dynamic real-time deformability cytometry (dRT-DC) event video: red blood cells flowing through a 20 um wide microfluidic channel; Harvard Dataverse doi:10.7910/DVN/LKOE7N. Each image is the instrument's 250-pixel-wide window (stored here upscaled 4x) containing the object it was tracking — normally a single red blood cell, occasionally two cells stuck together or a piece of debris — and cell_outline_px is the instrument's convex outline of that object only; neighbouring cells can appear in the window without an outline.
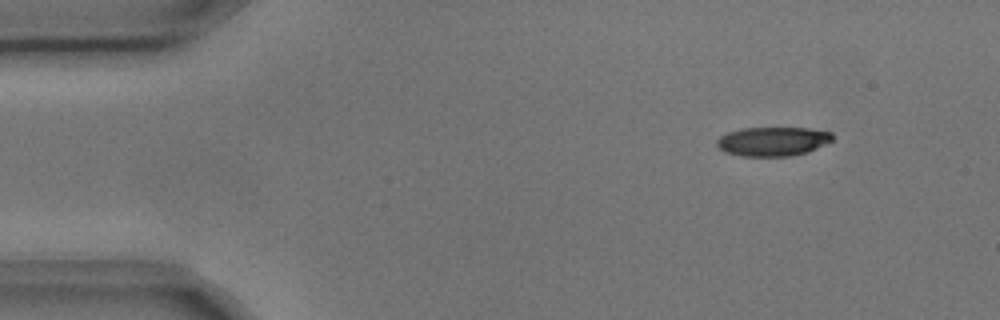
{"species": "common noctule bat (a hibernating species)", "species_latin": "Nyctalus noctula", "temperature_condition": "cold", "stored_images_in_passage": 6, "camera_frame_rate_fps": 3000, "um_per_image_px": 0.085, "animal": {"sex": "male", "body_mass_g": 17.9, "forearm_length_mm": 54.2}, "frame": {"image": 1, "passage_image": 1, "time_ms": 0.0, "image_size_px": [1000, 320], "cell_outline_px": [[832, 140], [808, 152], [792, 156], [740, 156], [724, 152], [716, 144], [716, 140], [720, 136], [728, 132], [740, 128], [808, 128], [832, 132]], "centroid_in_image_um": [65.65, 12.02], "position_along_channel_um": 19.3, "area_um2": 19.65}}
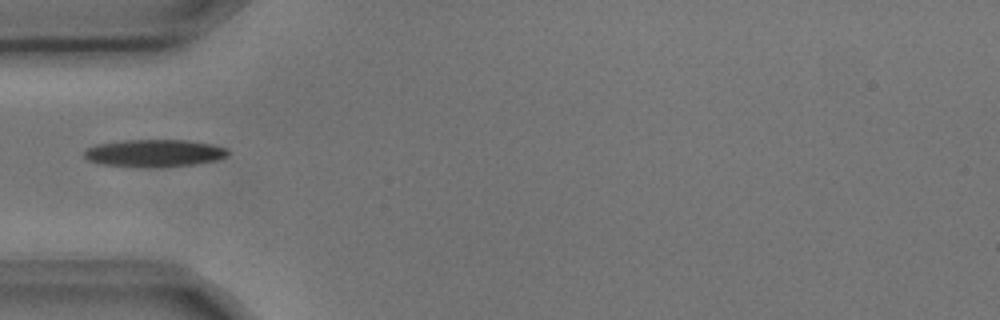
{"frame": {"image": 2, "passage_image": 4, "time_ms": 1.0, "image_size_px": [1000, 320], "cell_outline_px": [[228, 156], [216, 160], [192, 164], [152, 168], [96, 164], [88, 160], [84, 156], [84, 152], [88, 148], [96, 144], [124, 140], [188, 140], [212, 144], [228, 148]], "centroid_in_image_um": [13.1, 13.02], "position_along_channel_um": 71.9, "area_um2": 23.12}}
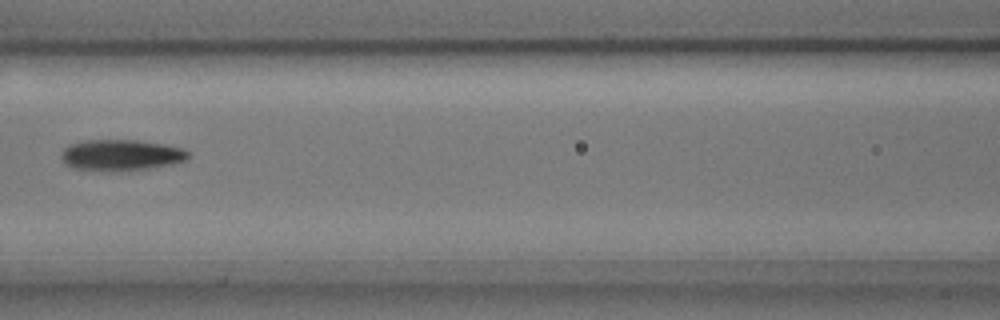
{"frame": {"image": 3, "passage_image": 6, "time_ms": 1.667, "image_size_px": [1000, 320], "cell_outline_px": [[188, 156], [184, 160], [172, 164], [148, 168], [112, 172], [72, 168], [64, 164], [60, 156], [64, 148], [68, 144], [84, 140], [136, 140], [164, 144], [184, 148], [188, 152]], "centroid_in_image_um": [10.23, 13.18], "position_along_channel_um": 156.4, "area_um2": 23.18}}